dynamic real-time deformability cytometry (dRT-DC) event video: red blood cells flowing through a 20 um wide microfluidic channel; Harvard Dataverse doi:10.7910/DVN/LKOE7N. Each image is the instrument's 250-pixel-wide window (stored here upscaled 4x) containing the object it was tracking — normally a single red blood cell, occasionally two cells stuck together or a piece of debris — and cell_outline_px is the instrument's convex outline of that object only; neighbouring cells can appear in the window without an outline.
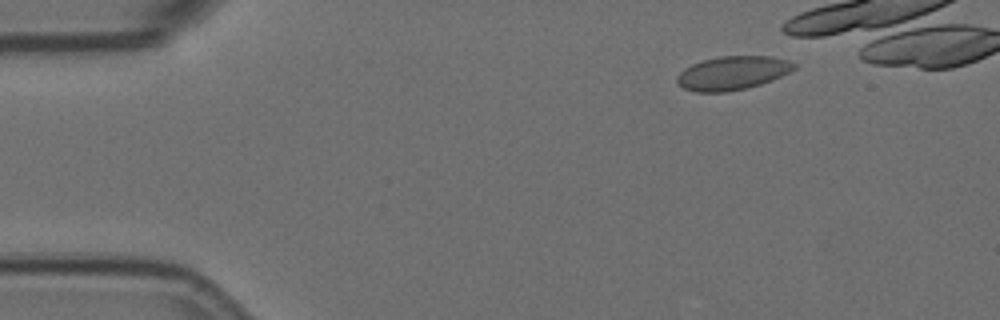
{"species": "Egyptian fruit bat (a non-hibernating species)", "species_latin": "Rousettus aegyptiacus", "temperature_condition": "room temperature", "stored_images_in_passage": 8, "camera_frame_rate_fps": 3000, "um_per_image_px": 0.085, "animal": {"sex": "female"}, "frame": {"image": 1, "passage_image": 3, "time_ms": 0.667, "image_size_px": [1000, 320], "cell_outline_px": [[796, 68], [772, 80], [748, 88], [728, 92], [696, 92], [684, 88], [676, 84], [676, 76], [684, 68], [700, 60], [720, 56], [768, 56], [788, 60], [796, 64]], "centroid_in_image_um": [62.21, 6.21], "position_along_channel_um": 22.8, "area_um2": 23.12}}